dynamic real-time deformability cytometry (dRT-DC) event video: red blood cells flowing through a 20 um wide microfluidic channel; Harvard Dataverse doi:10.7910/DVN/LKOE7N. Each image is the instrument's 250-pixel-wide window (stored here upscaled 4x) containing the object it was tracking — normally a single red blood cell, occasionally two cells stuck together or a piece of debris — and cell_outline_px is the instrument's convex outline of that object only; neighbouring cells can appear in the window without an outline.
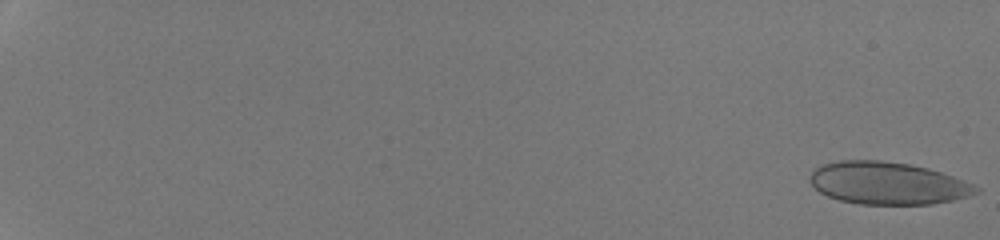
{"species": "human", "species_latin": "Homo sapiens", "temperature_condition": "room temperature", "stored_images_in_passage": 52, "camera_frame_rate_fps": 3000, "um_per_image_px": 0.085, "donor": {"sex": "male"}, "frame": {"image": 1, "passage_image": 1, "time_ms": 0.0, "image_size_px": [1000, 240], "cell_outline_px": [[980, 192], [968, 196], [952, 200], [932, 204], [860, 204], [840, 200], [828, 196], [820, 192], [808, 180], [808, 176], [820, 164], [840, 160], [880, 160], [908, 164], [928, 168], [952, 176], [972, 184], [980, 188]], "centroid_in_image_um": [75.42, 15.57], "position_along_channel_um": 9.6, "area_um2": 40.98}}
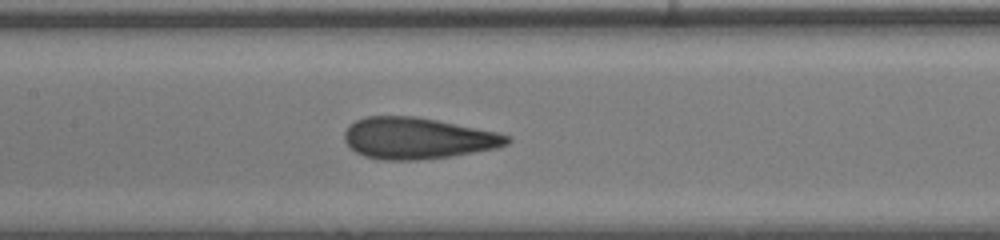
{"frame": {"image": 2, "passage_image": 30, "time_ms": 9.667, "image_size_px": [1000, 240], "cell_outline_px": [[512, 140], [508, 144], [496, 148], [452, 156], [416, 160], [380, 160], [364, 156], [356, 152], [344, 140], [344, 132], [348, 124], [364, 116], [416, 116], [496, 132], [512, 136]], "centroid_in_image_um": [35.47, 11.75], "position_along_channel_um": 171.9, "area_um2": 39.3}}
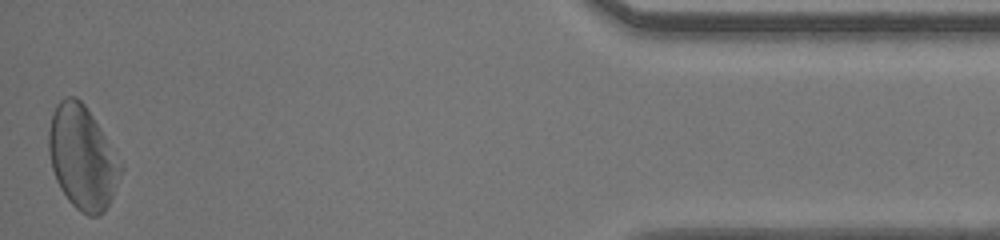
{"frame": {"image": 3, "passage_image": 52, "time_ms": 17.0, "image_size_px": [1000, 240], "cell_outline_px": [[124, 168], [112, 196], [104, 212], [100, 216], [88, 216], [80, 212], [68, 200], [60, 188], [56, 180], [52, 168], [48, 152], [48, 132], [52, 116], [56, 104], [64, 96], [76, 96], [84, 104], [124, 164]], "centroid_in_image_um": [7.01, 13.4], "position_along_channel_um": 428.2, "area_um2": 43.52}, "authors_computed_cell_mechanics": {"area_um2": 39.9687, "velocity_mm_per_s": 4.2916, "shape_relaxation_time_tau1_ms": 4.3112, "shape_relaxation_time_tau2_ms": null, "deformation_change_tau1": 0.1305, "deformation_change_tau2": null}}